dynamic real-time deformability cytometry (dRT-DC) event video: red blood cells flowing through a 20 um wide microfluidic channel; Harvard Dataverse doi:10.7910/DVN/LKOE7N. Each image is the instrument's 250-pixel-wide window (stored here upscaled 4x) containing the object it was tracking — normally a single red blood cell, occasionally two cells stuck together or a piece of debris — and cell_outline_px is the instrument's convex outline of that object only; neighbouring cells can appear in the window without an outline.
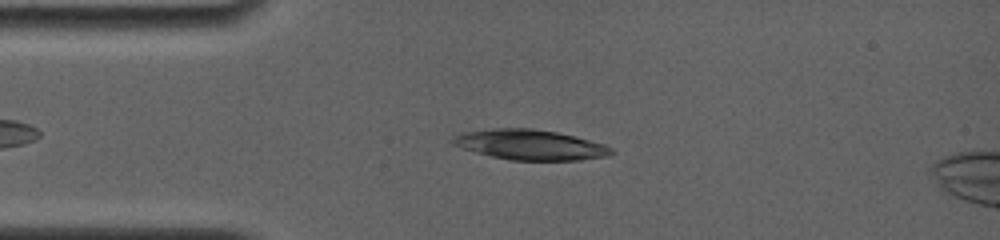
{"species": "common noctule bat (a hibernating species)", "species_latin": "Nyctalus noctula", "temperature_condition": "room temperature", "stored_images_in_passage": 8, "camera_frame_rate_fps": 4000, "um_per_image_px": 0.085, "animal": {"sex": "female", "body_mass_g": 19.0, "forearm_length_mm": 56.7}, "frame": {"image": 1, "passage_image": 8, "time_ms": 2.75, "image_size_px": [1000, 240], "cell_outline_px": [[616, 152], [608, 156], [580, 160], [508, 160], [476, 152], [452, 144], [452, 136], [464, 132], [492, 128], [532, 128], [556, 132], [604, 144], [612, 148]], "centroid_in_image_um": [45.07, 12.3], "position_along_channel_um": 39.9, "area_um2": 27.74}}